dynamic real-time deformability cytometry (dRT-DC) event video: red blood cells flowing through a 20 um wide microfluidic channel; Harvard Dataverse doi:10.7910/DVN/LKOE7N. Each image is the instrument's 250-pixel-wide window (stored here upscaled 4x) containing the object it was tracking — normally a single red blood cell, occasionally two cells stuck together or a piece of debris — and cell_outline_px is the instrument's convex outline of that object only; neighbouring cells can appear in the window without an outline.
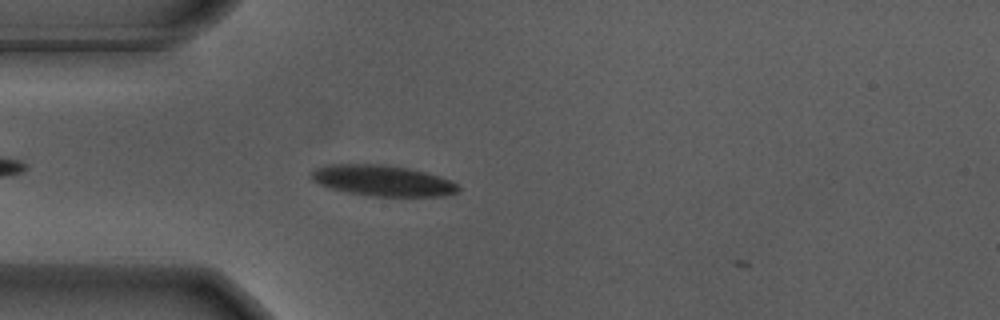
{"species": "Egyptian fruit bat (a non-hibernating species)", "species_latin": "Rousettus aegyptiacus", "temperature_condition": "warm", "stored_images_in_passage": 4, "camera_frame_rate_fps": 3000, "um_per_image_px": 0.085, "animal": {"sex": "male"}, "frame": {"image": 1, "passage_image": 3, "time_ms": 0.667, "image_size_px": [1000, 320], "cell_outline_px": [[460, 192], [444, 196], [368, 196], [344, 192], [328, 188], [312, 180], [308, 172], [324, 164], [384, 164], [408, 168], [440, 176], [452, 180], [460, 188]], "centroid_in_image_um": [32.48, 15.35], "position_along_channel_um": 52.5, "area_um2": 26.88}}